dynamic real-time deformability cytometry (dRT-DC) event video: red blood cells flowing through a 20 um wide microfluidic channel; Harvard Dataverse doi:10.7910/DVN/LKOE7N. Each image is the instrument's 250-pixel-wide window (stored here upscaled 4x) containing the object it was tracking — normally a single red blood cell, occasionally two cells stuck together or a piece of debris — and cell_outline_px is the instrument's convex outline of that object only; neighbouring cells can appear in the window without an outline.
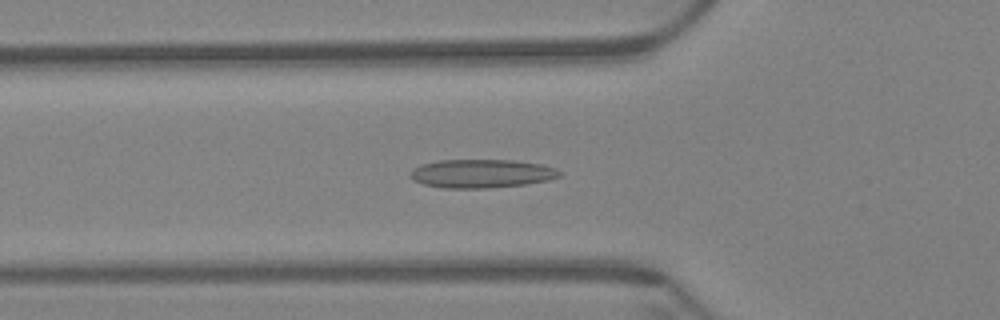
{"species": "Egyptian fruit bat (a non-hibernating species)", "species_latin": "Rousettus aegyptiacus", "temperature_condition": "warm", "stored_images_in_passage": 60, "camera_frame_rate_fps": 3000, "um_per_image_px": 0.085, "animal": {"sex": "female"}, "frame": {"image": 1, "passage_image": 21, "time_ms": 6.667, "image_size_px": [1000, 320], "cell_outline_px": [[564, 172], [560, 176], [548, 180], [524, 184], [488, 188], [444, 188], [424, 184], [408, 176], [412, 168], [424, 164], [440, 160], [512, 160], [540, 164], [556, 168]], "centroid_in_image_um": [40.95, 14.75], "position_along_channel_um": 84.8, "area_um2": 24.74}}
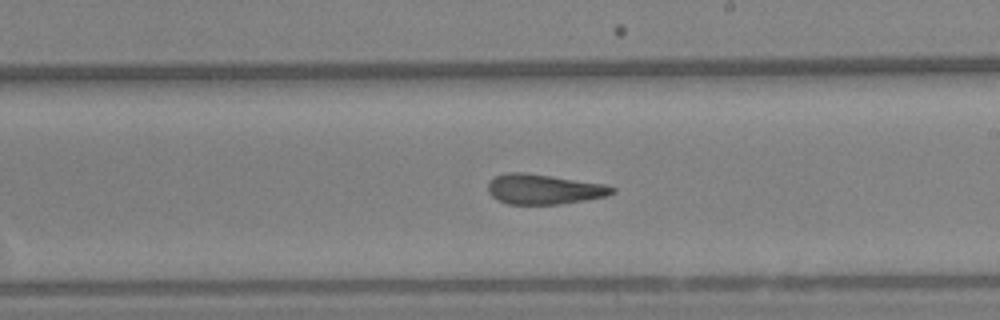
{"frame": {"image": 2, "passage_image": 35, "time_ms": 11.333, "image_size_px": [1000, 320], "cell_outline_px": [[616, 192], [608, 196], [560, 204], [508, 204], [492, 196], [488, 192], [488, 180], [496, 176], [508, 172], [524, 172], [604, 184], [616, 188]], "centroid_in_image_um": [46.23, 16.08], "position_along_channel_um": 242.8, "area_um2": 21.68}}
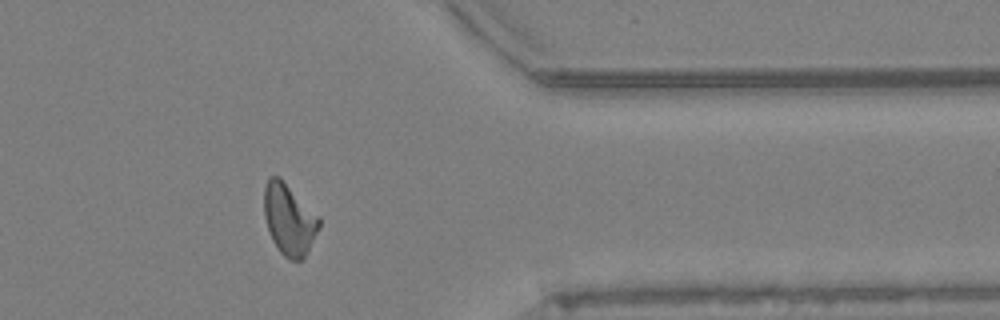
{"frame": {"image": 3, "passage_image": 49, "time_ms": 16.0, "image_size_px": [1000, 320], "cell_outline_px": [[320, 228], [304, 256], [300, 260], [288, 260], [280, 252], [272, 240], [264, 216], [264, 188], [268, 180], [272, 176], [280, 176], [320, 216]], "centroid_in_image_um": [24.59, 18.63], "position_along_channel_um": 386.8, "area_um2": 22.89}, "authors_computed_cell_mechanics": {"area_um2": 22.5998, "velocity_mm_per_s": 3.3946, "shape_relaxation_time_tau1_ms": null, "shape_relaxation_time_tau2_ms": 3.6551, "deformation_change_tau1": null, "deformation_change_tau2": 0.125}}